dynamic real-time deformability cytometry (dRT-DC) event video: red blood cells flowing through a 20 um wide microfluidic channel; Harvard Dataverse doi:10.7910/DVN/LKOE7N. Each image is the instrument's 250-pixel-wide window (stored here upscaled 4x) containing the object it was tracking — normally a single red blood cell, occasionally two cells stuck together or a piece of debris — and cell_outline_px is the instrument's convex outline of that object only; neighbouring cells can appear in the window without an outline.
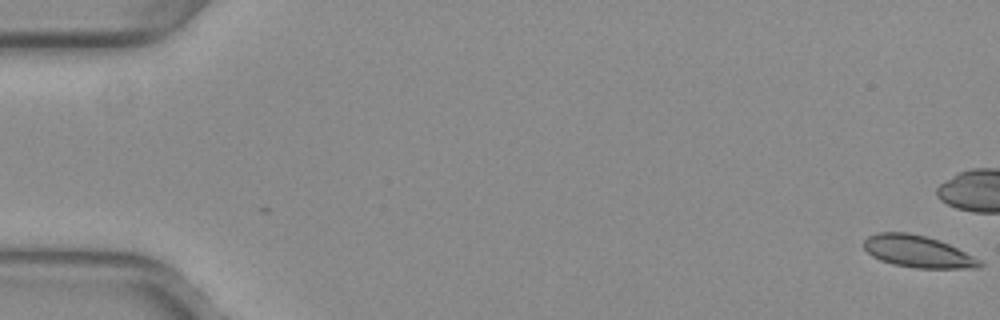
{"species": "common noctule bat (a hibernating species)", "species_latin": "Nyctalus noctula", "temperature_condition": "warm", "stored_images_in_passage": 43, "camera_frame_rate_fps": 3000, "um_per_image_px": 0.085, "animal": {"sex": "female", "body_mass_g": 29.2, "forearm_length_mm": 56.3}, "frame": {"image": 1, "passage_image": 1, "time_ms": 0.0, "image_size_px": [1000, 320], "cell_outline_px": [[984, 264], [980, 268], [916, 268], [892, 264], [880, 260], [872, 256], [864, 248], [864, 240], [868, 236], [880, 232], [908, 232], [940, 240], [980, 260]], "centroid_in_image_um": [77.99, 21.38], "position_along_channel_um": 7.0, "area_um2": 21.44}}
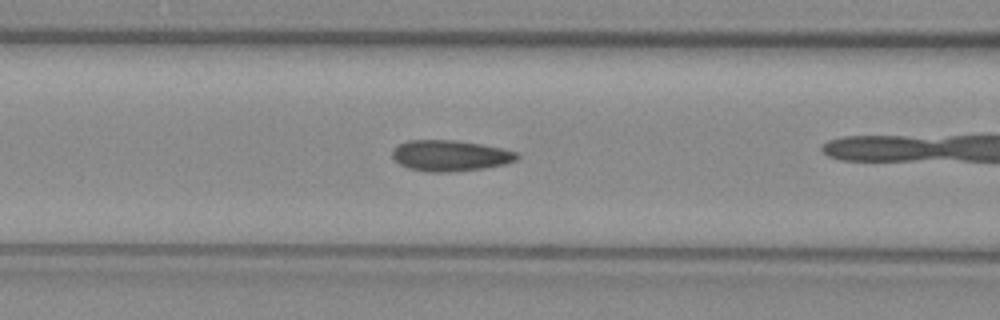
{"frame": {"image": 2, "passage_image": 23, "time_ms": 7.333, "image_size_px": [1000, 320], "cell_outline_px": [[520, 156], [516, 160], [504, 164], [484, 168], [452, 172], [428, 172], [408, 168], [400, 164], [392, 156], [392, 152], [400, 144], [408, 140], [452, 140], [480, 144], [504, 148], [520, 152]], "centroid_in_image_um": [38.31, 13.23], "position_along_channel_um": 128.3, "area_um2": 22.48}}
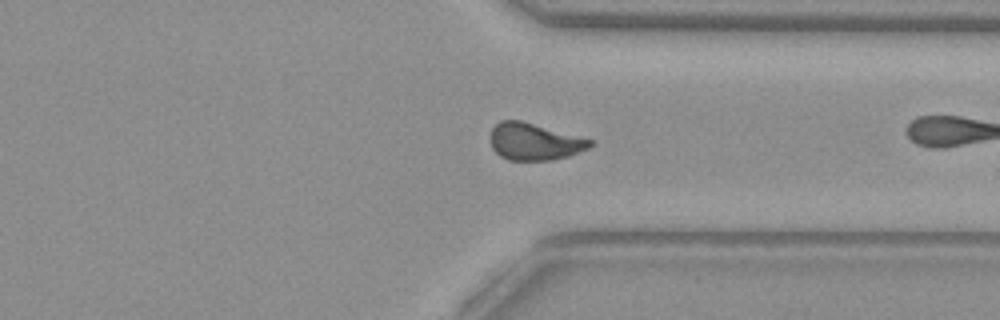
{"frame": {"image": 3, "passage_image": 41, "time_ms": 13.333, "image_size_px": [1000, 320], "cell_outline_px": [[592, 144], [588, 148], [568, 156], [552, 160], [508, 160], [500, 156], [492, 148], [492, 128], [500, 120], [520, 120], [592, 140]], "centroid_in_image_um": [45.4, 12.05], "position_along_channel_um": 366.0, "area_um2": 21.1}}